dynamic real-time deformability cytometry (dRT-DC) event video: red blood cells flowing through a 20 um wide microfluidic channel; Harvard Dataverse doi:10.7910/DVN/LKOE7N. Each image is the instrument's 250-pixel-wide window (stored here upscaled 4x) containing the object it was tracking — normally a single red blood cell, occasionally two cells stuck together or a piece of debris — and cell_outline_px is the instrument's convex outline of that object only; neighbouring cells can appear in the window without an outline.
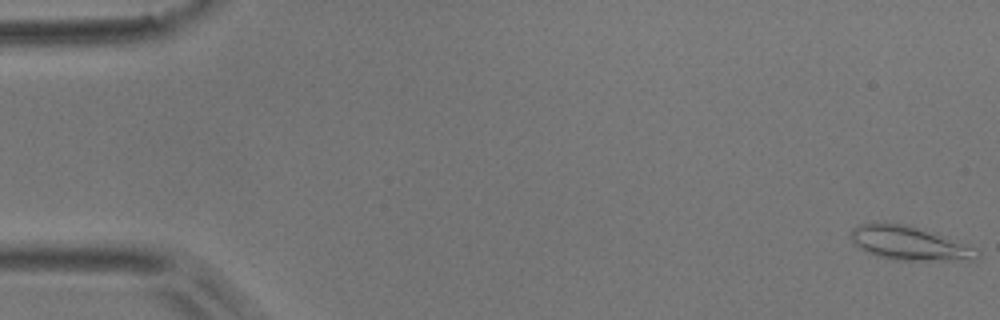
{"species": "common noctule bat (a hibernating species)", "species_latin": "Nyctalus noctula", "temperature_condition": "room temperature", "stored_images_in_passage": 4, "camera_frame_rate_fps": 3000, "um_per_image_px": 0.085, "animal": {"sex": "male", "body_mass_g": 17.9}, "frame": {"image": 1, "passage_image": 1, "time_ms": 0.0, "image_size_px": [1000, 320], "cell_outline_px": [[980, 256], [976, 260], [892, 260], [876, 256], [860, 248], [852, 240], [852, 228], [860, 224], [912, 224], [936, 232], [972, 248], [980, 252]], "centroid_in_image_um": [77.32, 20.68], "position_along_channel_um": 7.7, "area_um2": 24.68}}